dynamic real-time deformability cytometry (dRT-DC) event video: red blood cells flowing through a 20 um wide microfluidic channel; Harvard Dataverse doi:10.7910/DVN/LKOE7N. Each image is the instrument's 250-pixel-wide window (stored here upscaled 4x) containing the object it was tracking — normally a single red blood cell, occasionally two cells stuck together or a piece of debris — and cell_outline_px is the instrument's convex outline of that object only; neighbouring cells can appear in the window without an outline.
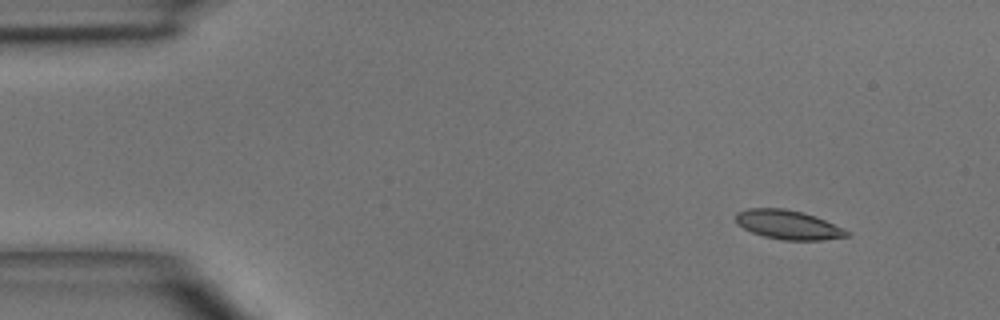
{"species": "common noctule bat (a hibernating species)", "species_latin": "Nyctalus noctula", "temperature_condition": "room temperature", "stored_images_in_passage": 3, "camera_frame_rate_fps": 3000, "um_per_image_px": 0.085, "animal": {"sex": "male", "body_mass_g": 15.6}, "frame": {"image": 1, "passage_image": 1, "time_ms": 0.0, "image_size_px": [1000, 320], "cell_outline_px": [[852, 232], [848, 236], [820, 240], [784, 240], [764, 236], [752, 232], [736, 224], [736, 212], [748, 208], [784, 208], [804, 212], [816, 216], [844, 228]], "centroid_in_image_um": [67.01, 19.09], "position_along_channel_um": 18.0, "area_um2": 18.96}}